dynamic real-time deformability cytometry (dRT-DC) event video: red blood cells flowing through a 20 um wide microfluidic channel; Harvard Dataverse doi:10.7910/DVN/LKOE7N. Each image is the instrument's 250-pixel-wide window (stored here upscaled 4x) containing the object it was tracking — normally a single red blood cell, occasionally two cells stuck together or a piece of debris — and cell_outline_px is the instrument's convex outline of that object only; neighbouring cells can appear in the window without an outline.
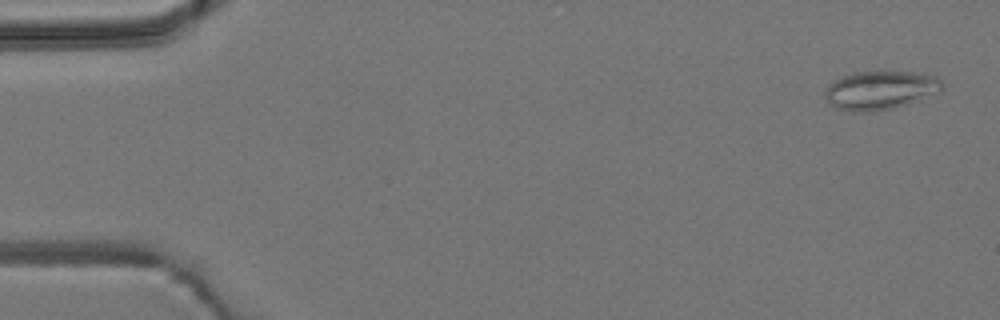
{"species": "common noctule bat (a hibernating species)", "species_latin": "Nyctalus noctula", "temperature_condition": "room temperature", "stored_images_in_passage": 9, "camera_frame_rate_fps": 3000, "um_per_image_px": 0.085, "animal": {"sex": "male", "body_mass_g": 19.2, "forearm_length_mm": 51.8}, "frame": {"image": 1, "passage_image": 1, "time_ms": 0.0, "image_size_px": [1000, 320], "cell_outline_px": [[944, 84], [940, 92], [920, 100], [892, 108], [872, 112], [848, 112], [836, 108], [828, 104], [824, 96], [824, 92], [828, 84], [840, 76], [852, 72], [912, 72], [936, 76]], "centroid_in_image_um": [74.78, 7.68], "position_along_channel_um": 10.2, "area_um2": 26.76}}
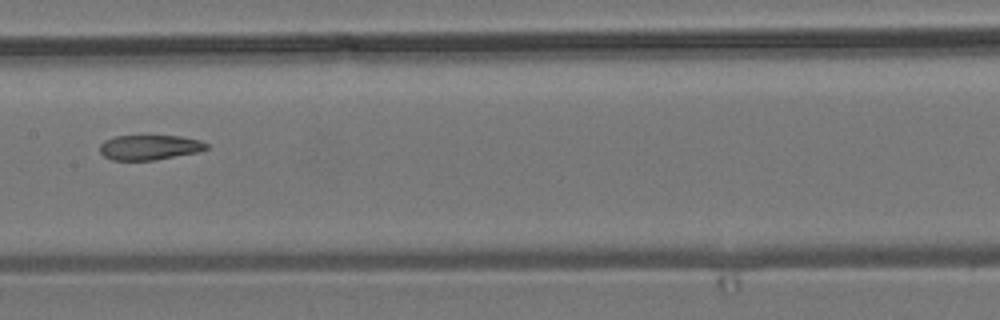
{"frame": {"image": 2, "passage_image": 8, "time_ms": 8.0, "image_size_px": [1000, 320], "cell_outline_px": [[208, 148], [196, 152], [152, 160], [112, 160], [104, 156], [100, 152], [100, 144], [104, 140], [116, 136], [180, 136], [200, 140], [208, 144]], "centroid_in_image_um": [12.68, 12.52], "position_along_channel_um": 194.7, "area_um2": 15.32}}
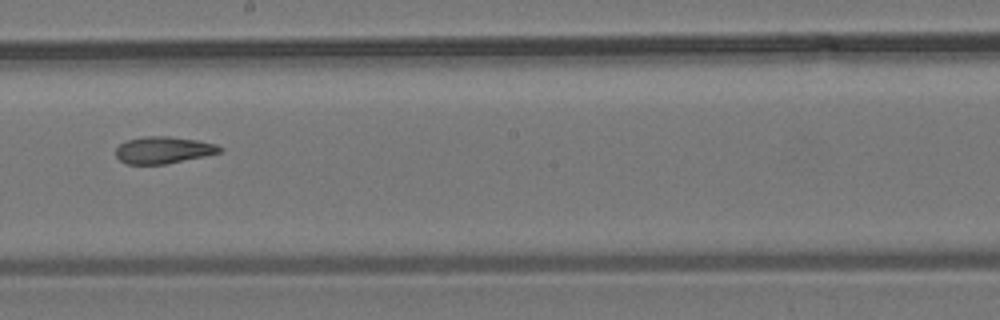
{"frame": {"image": 3, "passage_image": 9, "time_ms": 9.0, "image_size_px": [1000, 320], "cell_outline_px": [[224, 148], [220, 152], [204, 156], [164, 164], [128, 164], [120, 160], [116, 156], [116, 148], [120, 144], [128, 140], [144, 136], [168, 136], [196, 140], [216, 144]], "centroid_in_image_um": [13.88, 12.75], "position_along_channel_um": 234.3, "area_um2": 16.13}}